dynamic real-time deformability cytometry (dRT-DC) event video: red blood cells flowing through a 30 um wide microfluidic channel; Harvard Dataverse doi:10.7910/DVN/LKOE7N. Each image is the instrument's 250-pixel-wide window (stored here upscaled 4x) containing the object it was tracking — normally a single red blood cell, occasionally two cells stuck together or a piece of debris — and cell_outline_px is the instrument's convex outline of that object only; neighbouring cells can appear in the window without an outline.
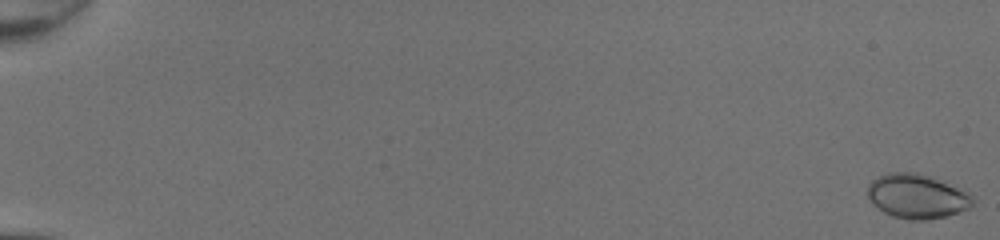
{"species": "common noctule bat (a hibernating species)", "species_latin": "Nyctalus noctula", "temperature_condition": "room temperature", "stored_images_in_passage": 51, "camera_frame_rate_fps": 3000, "um_per_image_px": 0.085, "animal": {"sex": "female", "body_mass_g": 20.0, "forearm_length_mm": 54.0}, "frame": {"image": 1, "passage_image": 1, "time_ms": 0.0, "image_size_px": [1000, 240], "cell_outline_px": [[976, 200], [968, 208], [944, 216], [924, 220], [908, 220], [892, 216], [884, 212], [872, 204], [868, 196], [868, 184], [872, 180], [888, 172], [916, 172], [932, 176], [968, 192]], "centroid_in_image_um": [77.93, 16.67], "position_along_channel_um": 7.1, "area_um2": 27.17}}
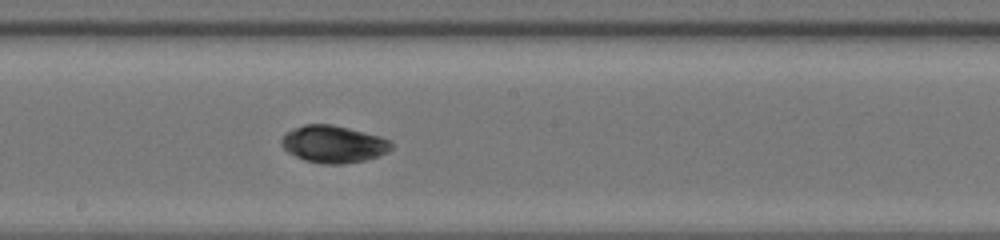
{"frame": {"image": 2, "passage_image": 31, "time_ms": 10.0, "image_size_px": [1000, 240], "cell_outline_px": [[392, 148], [388, 152], [380, 156], [364, 160], [344, 164], [324, 164], [304, 160], [288, 152], [280, 144], [280, 140], [284, 132], [292, 128], [304, 124], [332, 124], [380, 136], [392, 140]], "centroid_in_image_um": [28.33, 12.24], "position_along_channel_um": 219.9, "area_um2": 24.1}}
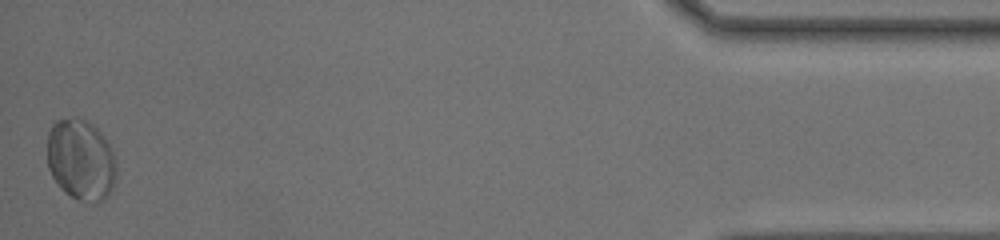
{"frame": {"image": 3, "passage_image": 51, "time_ms": 16.667, "image_size_px": [1000, 240], "cell_outline_px": [[116, 180], [108, 196], [104, 200], [96, 204], [92, 204], [80, 200], [64, 192], [56, 184], [48, 168], [48, 132], [52, 124], [56, 120], [88, 120], [104, 136], [112, 152], [116, 164]], "centroid_in_image_um": [6.88, 13.64], "position_along_channel_um": 428.3, "area_um2": 32.71}, "authors_computed_cell_mechanics": {"area_um2": 24.0448, "velocity_mm_per_s": 4.2901, "shape_relaxation_time_tau1_ms": 3.4534, "shape_relaxation_time_tau2_ms": null, "deformation_change_tau1": 0.0799, "deformation_change_tau2": null}}